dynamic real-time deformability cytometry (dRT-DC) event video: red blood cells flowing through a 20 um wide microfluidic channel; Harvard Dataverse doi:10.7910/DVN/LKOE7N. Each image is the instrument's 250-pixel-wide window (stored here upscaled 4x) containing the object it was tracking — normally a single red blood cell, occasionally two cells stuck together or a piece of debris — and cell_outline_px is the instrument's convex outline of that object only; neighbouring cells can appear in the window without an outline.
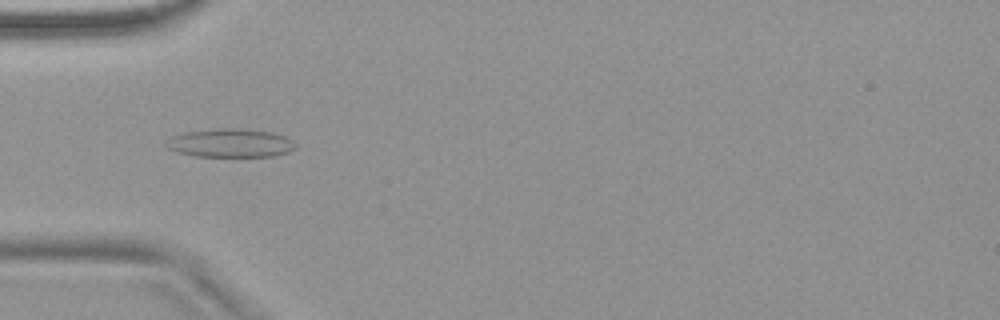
{"species": "common noctule bat (a hibernating species)", "species_latin": "Nyctalus noctula", "temperature_condition": "warm", "stored_images_in_passage": 53, "camera_frame_rate_fps": 3000, "um_per_image_px": 0.085, "animal": {"sex": "female", "body_mass_g": 18.4}, "frame": {"image": 1, "passage_image": 17, "time_ms": 5.333, "image_size_px": [1000, 320], "cell_outline_px": [[296, 148], [288, 152], [276, 156], [196, 156], [176, 152], [168, 148], [164, 144], [172, 136], [184, 132], [220, 128], [236, 128], [272, 132], [284, 136], [292, 140], [296, 144]], "centroid_in_image_um": [19.59, 12.16], "position_along_channel_um": 65.4, "area_um2": 21.5}}
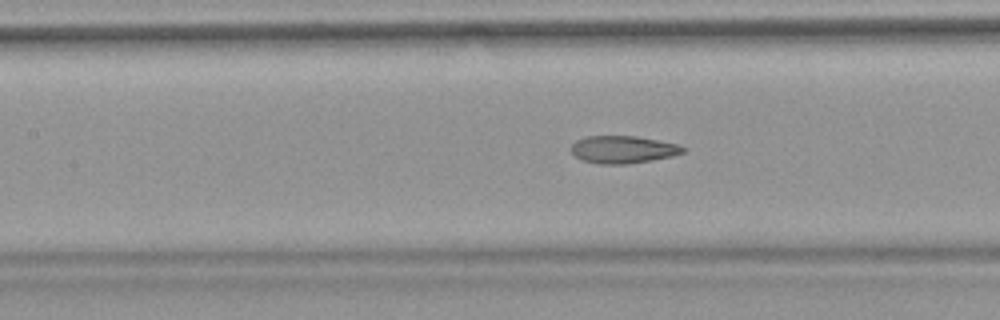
{"frame": {"image": 2, "passage_image": 24, "time_ms": 7.667, "image_size_px": [1000, 320], "cell_outline_px": [[688, 148], [684, 152], [672, 156], [652, 160], [628, 164], [596, 164], [584, 160], [576, 156], [568, 148], [576, 140], [584, 136], [636, 136], [676, 144]], "centroid_in_image_um": [52.93, 12.71], "position_along_channel_um": 154.5, "area_um2": 17.98}}
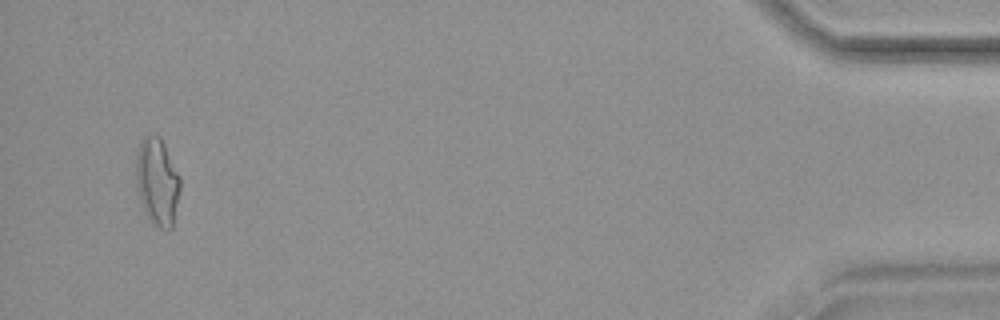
{"frame": {"image": 3, "passage_image": 51, "time_ms": 16.667, "image_size_px": [1000, 320], "cell_outline_px": [[180, 188], [172, 228], [160, 228], [148, 216], [140, 200], [136, 184], [136, 156], [140, 140], [144, 136], [160, 136], [180, 176]], "centroid_in_image_um": [13.36, 15.4], "position_along_channel_um": 421.8, "area_um2": 22.08}, "authors_computed_cell_mechanics": {"area_um2": 19.4208, "velocity_mm_per_s": 3.8449, "shape_relaxation_time_tau1_ms": null, "shape_relaxation_time_tau2_ms": 2.1024, "deformation_change_tau1": null, "deformation_change_tau2": 0.1104}}